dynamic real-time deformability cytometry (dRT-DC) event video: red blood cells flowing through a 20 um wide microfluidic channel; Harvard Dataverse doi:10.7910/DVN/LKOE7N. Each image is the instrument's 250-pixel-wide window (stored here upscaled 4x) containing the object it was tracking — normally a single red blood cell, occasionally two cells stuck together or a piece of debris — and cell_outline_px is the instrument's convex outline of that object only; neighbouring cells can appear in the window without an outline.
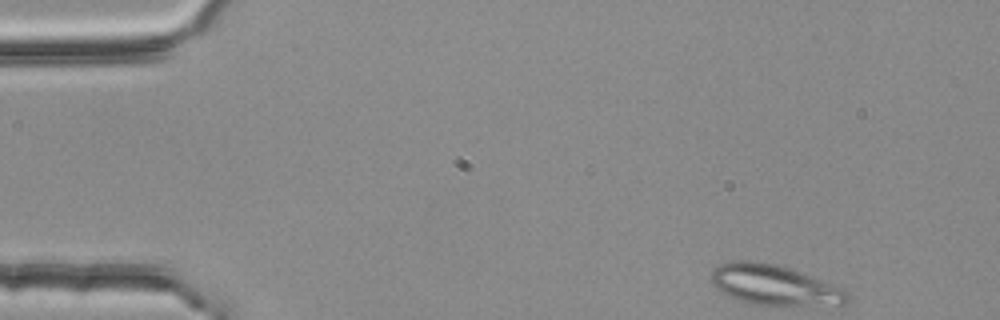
{"species": "common noctule bat (a hibernating species)", "species_latin": "Nyctalus noctula", "temperature_condition": "room temperature", "stored_images_in_passage": 2, "camera_frame_rate_fps": 3000, "um_per_image_px": 0.085, "animal": {"sex": "female", "body_mass_g": 25.1}, "frame": {"image": 1, "passage_image": 1, "time_ms": 0.0, "image_size_px": [1000, 320], "cell_outline_px": [[848, 300], [844, 304], [752, 304], [728, 296], [712, 284], [712, 272], [720, 264], [732, 260], [756, 260], [776, 264], [788, 268], [840, 288], [848, 292]], "centroid_in_image_um": [65.73, 24.2], "position_along_channel_um": 19.3, "area_um2": 30.92}}